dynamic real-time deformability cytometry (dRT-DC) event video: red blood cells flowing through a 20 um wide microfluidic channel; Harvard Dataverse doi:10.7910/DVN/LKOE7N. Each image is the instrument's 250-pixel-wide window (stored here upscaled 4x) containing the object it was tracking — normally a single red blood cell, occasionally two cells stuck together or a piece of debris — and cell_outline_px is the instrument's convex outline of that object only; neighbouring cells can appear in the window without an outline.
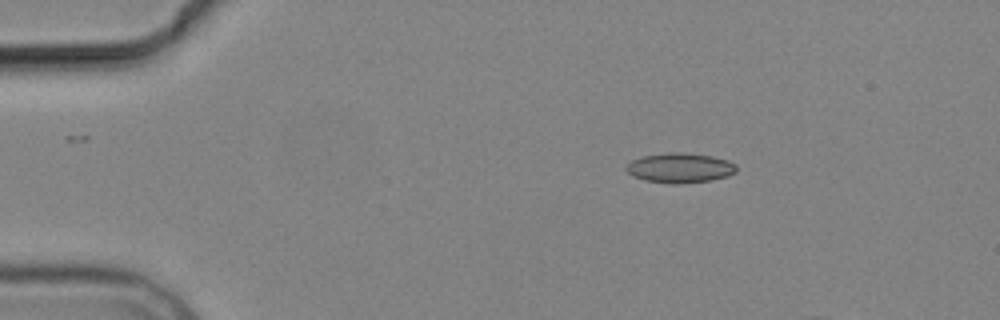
{"species": "common noctule bat (a hibernating species)", "species_latin": "Nyctalus noctula", "temperature_condition": "cold", "stored_images_in_passage": 4, "camera_frame_rate_fps": 3000, "um_per_image_px": 0.085, "animal": {"sex": "male", "body_mass_g": 19.2, "forearm_length_mm": 51.8}, "frame": {"image": 1, "passage_image": 1, "time_ms": 0.0, "image_size_px": [1000, 320], "cell_outline_px": [[736, 172], [728, 176], [712, 180], [680, 184], [668, 184], [644, 180], [632, 176], [624, 168], [632, 160], [644, 156], [668, 152], [684, 152], [712, 156], [728, 160], [736, 164]], "centroid_in_image_um": [57.8, 14.28], "position_along_channel_um": 27.2, "area_um2": 19.36}}